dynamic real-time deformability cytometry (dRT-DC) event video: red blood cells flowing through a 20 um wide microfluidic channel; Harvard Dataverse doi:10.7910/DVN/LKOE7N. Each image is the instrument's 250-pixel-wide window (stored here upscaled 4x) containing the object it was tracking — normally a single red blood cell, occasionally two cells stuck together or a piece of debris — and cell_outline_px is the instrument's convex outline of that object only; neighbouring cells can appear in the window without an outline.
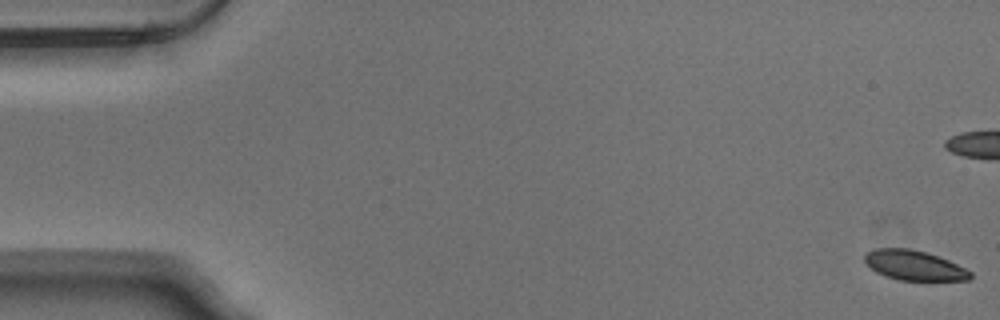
{"species": "Egyptian fruit bat (a non-hibernating species)", "species_latin": "Rousettus aegyptiacus", "temperature_condition": "warm", "stored_images_in_passage": 55, "camera_frame_rate_fps": 3000, "um_per_image_px": 0.085, "animal": {"sex": "male"}, "frame": {"image": 1, "passage_image": 1, "time_ms": 0.0, "image_size_px": [1000, 320], "cell_outline_px": [[972, 276], [968, 280], [900, 280], [884, 276], [876, 272], [864, 260], [864, 252], [876, 248], [908, 248], [924, 252], [948, 260], [972, 272]], "centroid_in_image_um": [77.66, 22.55], "position_along_channel_um": 7.3, "area_um2": 18.21}}
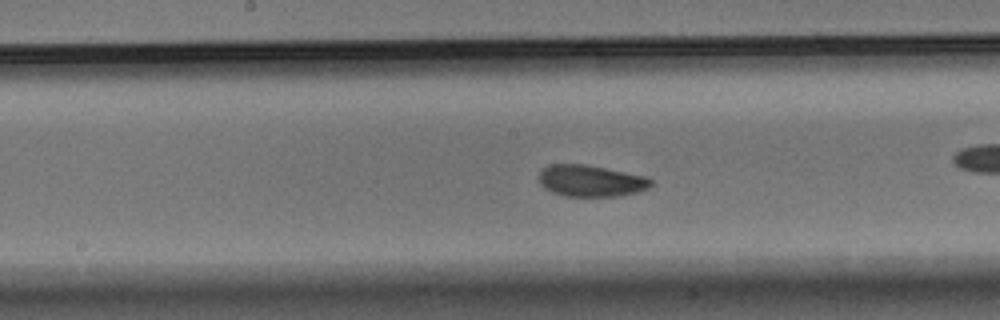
{"frame": {"image": 2, "passage_image": 28, "time_ms": 9.0, "image_size_px": [1000, 320], "cell_outline_px": [[652, 184], [648, 188], [636, 192], [616, 196], [564, 196], [552, 192], [544, 188], [540, 184], [540, 172], [544, 168], [552, 164], [584, 164], [648, 176], [652, 180]], "centroid_in_image_um": [50.24, 15.37], "position_along_channel_um": 198.0, "area_um2": 20.52}}
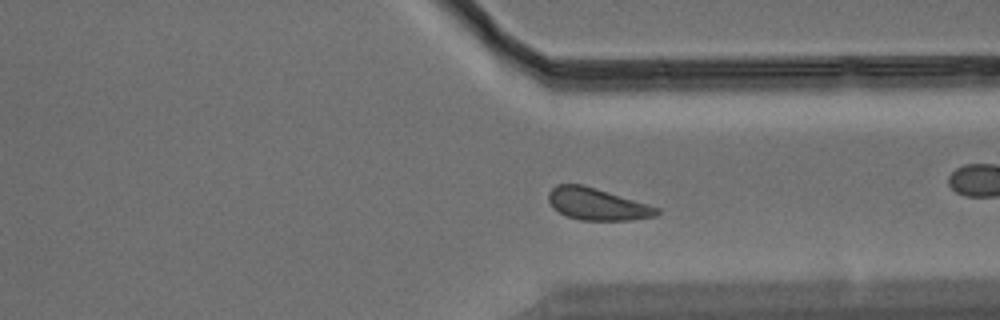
{"frame": {"image": 3, "passage_image": 41, "time_ms": 13.333, "image_size_px": [1000, 320], "cell_outline_px": [[660, 212], [656, 216], [632, 220], [580, 220], [568, 216], [552, 208], [548, 200], [548, 192], [556, 184], [584, 184], [648, 204], [660, 208]], "centroid_in_image_um": [50.75, 17.34], "position_along_channel_um": 360.6, "area_um2": 20.29}}